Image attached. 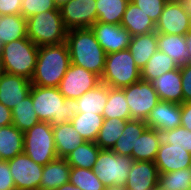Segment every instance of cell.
Instances as JSON below:
<instances>
[{
  "mask_svg": "<svg viewBox=\"0 0 191 190\" xmlns=\"http://www.w3.org/2000/svg\"><path fill=\"white\" fill-rule=\"evenodd\" d=\"M5 73L2 52H0V77Z\"/></svg>",
  "mask_w": 191,
  "mask_h": 190,
  "instance_id": "cell-52",
  "label": "cell"
},
{
  "mask_svg": "<svg viewBox=\"0 0 191 190\" xmlns=\"http://www.w3.org/2000/svg\"><path fill=\"white\" fill-rule=\"evenodd\" d=\"M126 121L118 118L104 119L95 143L101 149H112L122 135Z\"/></svg>",
  "mask_w": 191,
  "mask_h": 190,
  "instance_id": "cell-36",
  "label": "cell"
},
{
  "mask_svg": "<svg viewBox=\"0 0 191 190\" xmlns=\"http://www.w3.org/2000/svg\"><path fill=\"white\" fill-rule=\"evenodd\" d=\"M16 190H39L44 166L24 152L8 160Z\"/></svg>",
  "mask_w": 191,
  "mask_h": 190,
  "instance_id": "cell-10",
  "label": "cell"
},
{
  "mask_svg": "<svg viewBox=\"0 0 191 190\" xmlns=\"http://www.w3.org/2000/svg\"><path fill=\"white\" fill-rule=\"evenodd\" d=\"M154 162L159 173L191 168V153L184 148L161 142Z\"/></svg>",
  "mask_w": 191,
  "mask_h": 190,
  "instance_id": "cell-17",
  "label": "cell"
},
{
  "mask_svg": "<svg viewBox=\"0 0 191 190\" xmlns=\"http://www.w3.org/2000/svg\"><path fill=\"white\" fill-rule=\"evenodd\" d=\"M31 86L27 78L4 73L0 77V103L12 110L29 94Z\"/></svg>",
  "mask_w": 191,
  "mask_h": 190,
  "instance_id": "cell-16",
  "label": "cell"
},
{
  "mask_svg": "<svg viewBox=\"0 0 191 190\" xmlns=\"http://www.w3.org/2000/svg\"><path fill=\"white\" fill-rule=\"evenodd\" d=\"M168 1H172V2H182L183 0H168Z\"/></svg>",
  "mask_w": 191,
  "mask_h": 190,
  "instance_id": "cell-54",
  "label": "cell"
},
{
  "mask_svg": "<svg viewBox=\"0 0 191 190\" xmlns=\"http://www.w3.org/2000/svg\"><path fill=\"white\" fill-rule=\"evenodd\" d=\"M105 190H127L125 186L113 185L106 187Z\"/></svg>",
  "mask_w": 191,
  "mask_h": 190,
  "instance_id": "cell-50",
  "label": "cell"
},
{
  "mask_svg": "<svg viewBox=\"0 0 191 190\" xmlns=\"http://www.w3.org/2000/svg\"><path fill=\"white\" fill-rule=\"evenodd\" d=\"M180 4L191 20V0H183Z\"/></svg>",
  "mask_w": 191,
  "mask_h": 190,
  "instance_id": "cell-47",
  "label": "cell"
},
{
  "mask_svg": "<svg viewBox=\"0 0 191 190\" xmlns=\"http://www.w3.org/2000/svg\"><path fill=\"white\" fill-rule=\"evenodd\" d=\"M134 160L130 156L118 155L110 149H101L92 168L105 187L125 186Z\"/></svg>",
  "mask_w": 191,
  "mask_h": 190,
  "instance_id": "cell-8",
  "label": "cell"
},
{
  "mask_svg": "<svg viewBox=\"0 0 191 190\" xmlns=\"http://www.w3.org/2000/svg\"><path fill=\"white\" fill-rule=\"evenodd\" d=\"M52 129L55 149L59 158H66L79 145L86 142L75 130L70 121L61 125L52 126Z\"/></svg>",
  "mask_w": 191,
  "mask_h": 190,
  "instance_id": "cell-22",
  "label": "cell"
},
{
  "mask_svg": "<svg viewBox=\"0 0 191 190\" xmlns=\"http://www.w3.org/2000/svg\"><path fill=\"white\" fill-rule=\"evenodd\" d=\"M71 166L66 158L57 157L44 165L39 190H56L69 182Z\"/></svg>",
  "mask_w": 191,
  "mask_h": 190,
  "instance_id": "cell-21",
  "label": "cell"
},
{
  "mask_svg": "<svg viewBox=\"0 0 191 190\" xmlns=\"http://www.w3.org/2000/svg\"><path fill=\"white\" fill-rule=\"evenodd\" d=\"M120 25L126 28L131 36L147 34L156 29V23L131 1L126 7Z\"/></svg>",
  "mask_w": 191,
  "mask_h": 190,
  "instance_id": "cell-20",
  "label": "cell"
},
{
  "mask_svg": "<svg viewBox=\"0 0 191 190\" xmlns=\"http://www.w3.org/2000/svg\"><path fill=\"white\" fill-rule=\"evenodd\" d=\"M130 0H96L97 21L120 24Z\"/></svg>",
  "mask_w": 191,
  "mask_h": 190,
  "instance_id": "cell-35",
  "label": "cell"
},
{
  "mask_svg": "<svg viewBox=\"0 0 191 190\" xmlns=\"http://www.w3.org/2000/svg\"><path fill=\"white\" fill-rule=\"evenodd\" d=\"M71 64L66 42L40 46L31 84L42 87H58Z\"/></svg>",
  "mask_w": 191,
  "mask_h": 190,
  "instance_id": "cell-3",
  "label": "cell"
},
{
  "mask_svg": "<svg viewBox=\"0 0 191 190\" xmlns=\"http://www.w3.org/2000/svg\"><path fill=\"white\" fill-rule=\"evenodd\" d=\"M91 30L106 54L128 49L131 35L120 24H108L97 21L91 26Z\"/></svg>",
  "mask_w": 191,
  "mask_h": 190,
  "instance_id": "cell-13",
  "label": "cell"
},
{
  "mask_svg": "<svg viewBox=\"0 0 191 190\" xmlns=\"http://www.w3.org/2000/svg\"><path fill=\"white\" fill-rule=\"evenodd\" d=\"M24 152V133L13 124L0 127V160H10Z\"/></svg>",
  "mask_w": 191,
  "mask_h": 190,
  "instance_id": "cell-26",
  "label": "cell"
},
{
  "mask_svg": "<svg viewBox=\"0 0 191 190\" xmlns=\"http://www.w3.org/2000/svg\"><path fill=\"white\" fill-rule=\"evenodd\" d=\"M24 153L43 166L58 157L52 125L49 122L40 121L24 132Z\"/></svg>",
  "mask_w": 191,
  "mask_h": 190,
  "instance_id": "cell-7",
  "label": "cell"
},
{
  "mask_svg": "<svg viewBox=\"0 0 191 190\" xmlns=\"http://www.w3.org/2000/svg\"><path fill=\"white\" fill-rule=\"evenodd\" d=\"M158 50L169 55L180 67L189 63V51L185 36L157 33Z\"/></svg>",
  "mask_w": 191,
  "mask_h": 190,
  "instance_id": "cell-24",
  "label": "cell"
},
{
  "mask_svg": "<svg viewBox=\"0 0 191 190\" xmlns=\"http://www.w3.org/2000/svg\"><path fill=\"white\" fill-rule=\"evenodd\" d=\"M178 67L179 66L169 55L157 50L147 61V64L142 68V70H140L141 79L152 82L160 75L177 69Z\"/></svg>",
  "mask_w": 191,
  "mask_h": 190,
  "instance_id": "cell-33",
  "label": "cell"
},
{
  "mask_svg": "<svg viewBox=\"0 0 191 190\" xmlns=\"http://www.w3.org/2000/svg\"><path fill=\"white\" fill-rule=\"evenodd\" d=\"M56 190H81L79 187L74 186L71 182L64 183Z\"/></svg>",
  "mask_w": 191,
  "mask_h": 190,
  "instance_id": "cell-48",
  "label": "cell"
},
{
  "mask_svg": "<svg viewBox=\"0 0 191 190\" xmlns=\"http://www.w3.org/2000/svg\"><path fill=\"white\" fill-rule=\"evenodd\" d=\"M12 124V112L4 104L0 103V127Z\"/></svg>",
  "mask_w": 191,
  "mask_h": 190,
  "instance_id": "cell-46",
  "label": "cell"
},
{
  "mask_svg": "<svg viewBox=\"0 0 191 190\" xmlns=\"http://www.w3.org/2000/svg\"><path fill=\"white\" fill-rule=\"evenodd\" d=\"M102 115L104 119L118 118L125 121L131 119L126 96L122 88L108 86V99Z\"/></svg>",
  "mask_w": 191,
  "mask_h": 190,
  "instance_id": "cell-30",
  "label": "cell"
},
{
  "mask_svg": "<svg viewBox=\"0 0 191 190\" xmlns=\"http://www.w3.org/2000/svg\"><path fill=\"white\" fill-rule=\"evenodd\" d=\"M181 126L191 131V102L181 104Z\"/></svg>",
  "mask_w": 191,
  "mask_h": 190,
  "instance_id": "cell-45",
  "label": "cell"
},
{
  "mask_svg": "<svg viewBox=\"0 0 191 190\" xmlns=\"http://www.w3.org/2000/svg\"><path fill=\"white\" fill-rule=\"evenodd\" d=\"M100 83L98 75L71 63L58 88L66 99H77Z\"/></svg>",
  "mask_w": 191,
  "mask_h": 190,
  "instance_id": "cell-11",
  "label": "cell"
},
{
  "mask_svg": "<svg viewBox=\"0 0 191 190\" xmlns=\"http://www.w3.org/2000/svg\"><path fill=\"white\" fill-rule=\"evenodd\" d=\"M157 45L156 31L138 36H131L128 50L140 70H142V68L147 64V61L158 50Z\"/></svg>",
  "mask_w": 191,
  "mask_h": 190,
  "instance_id": "cell-23",
  "label": "cell"
},
{
  "mask_svg": "<svg viewBox=\"0 0 191 190\" xmlns=\"http://www.w3.org/2000/svg\"><path fill=\"white\" fill-rule=\"evenodd\" d=\"M12 112V124L18 128L21 132H26L34 125L40 122L31 98V93L11 110Z\"/></svg>",
  "mask_w": 191,
  "mask_h": 190,
  "instance_id": "cell-32",
  "label": "cell"
},
{
  "mask_svg": "<svg viewBox=\"0 0 191 190\" xmlns=\"http://www.w3.org/2000/svg\"><path fill=\"white\" fill-rule=\"evenodd\" d=\"M108 99V85L100 83L77 98L79 113H96L102 115Z\"/></svg>",
  "mask_w": 191,
  "mask_h": 190,
  "instance_id": "cell-29",
  "label": "cell"
},
{
  "mask_svg": "<svg viewBox=\"0 0 191 190\" xmlns=\"http://www.w3.org/2000/svg\"><path fill=\"white\" fill-rule=\"evenodd\" d=\"M163 143L172 144V147L184 148L191 153V131L178 126L174 129L160 132Z\"/></svg>",
  "mask_w": 191,
  "mask_h": 190,
  "instance_id": "cell-39",
  "label": "cell"
},
{
  "mask_svg": "<svg viewBox=\"0 0 191 190\" xmlns=\"http://www.w3.org/2000/svg\"><path fill=\"white\" fill-rule=\"evenodd\" d=\"M147 14L155 23L158 22L168 0H130Z\"/></svg>",
  "mask_w": 191,
  "mask_h": 190,
  "instance_id": "cell-41",
  "label": "cell"
},
{
  "mask_svg": "<svg viewBox=\"0 0 191 190\" xmlns=\"http://www.w3.org/2000/svg\"><path fill=\"white\" fill-rule=\"evenodd\" d=\"M69 182L81 190H105L106 188L92 169L71 167Z\"/></svg>",
  "mask_w": 191,
  "mask_h": 190,
  "instance_id": "cell-38",
  "label": "cell"
},
{
  "mask_svg": "<svg viewBox=\"0 0 191 190\" xmlns=\"http://www.w3.org/2000/svg\"><path fill=\"white\" fill-rule=\"evenodd\" d=\"M150 190H164L163 188H161L159 185L154 186L153 188H151Z\"/></svg>",
  "mask_w": 191,
  "mask_h": 190,
  "instance_id": "cell-53",
  "label": "cell"
},
{
  "mask_svg": "<svg viewBox=\"0 0 191 190\" xmlns=\"http://www.w3.org/2000/svg\"><path fill=\"white\" fill-rule=\"evenodd\" d=\"M191 30V20L179 2L168 1L156 23L155 31L185 36Z\"/></svg>",
  "mask_w": 191,
  "mask_h": 190,
  "instance_id": "cell-14",
  "label": "cell"
},
{
  "mask_svg": "<svg viewBox=\"0 0 191 190\" xmlns=\"http://www.w3.org/2000/svg\"><path fill=\"white\" fill-rule=\"evenodd\" d=\"M148 128L158 132L181 126V104L159 101L145 120Z\"/></svg>",
  "mask_w": 191,
  "mask_h": 190,
  "instance_id": "cell-15",
  "label": "cell"
},
{
  "mask_svg": "<svg viewBox=\"0 0 191 190\" xmlns=\"http://www.w3.org/2000/svg\"><path fill=\"white\" fill-rule=\"evenodd\" d=\"M141 79V71L128 49L106 54L101 83L113 88H123Z\"/></svg>",
  "mask_w": 191,
  "mask_h": 190,
  "instance_id": "cell-6",
  "label": "cell"
},
{
  "mask_svg": "<svg viewBox=\"0 0 191 190\" xmlns=\"http://www.w3.org/2000/svg\"><path fill=\"white\" fill-rule=\"evenodd\" d=\"M159 172L154 161H134L128 173L127 190H150L158 185Z\"/></svg>",
  "mask_w": 191,
  "mask_h": 190,
  "instance_id": "cell-18",
  "label": "cell"
},
{
  "mask_svg": "<svg viewBox=\"0 0 191 190\" xmlns=\"http://www.w3.org/2000/svg\"><path fill=\"white\" fill-rule=\"evenodd\" d=\"M39 47L29 38L13 40L2 46L5 73L31 80L37 63Z\"/></svg>",
  "mask_w": 191,
  "mask_h": 190,
  "instance_id": "cell-5",
  "label": "cell"
},
{
  "mask_svg": "<svg viewBox=\"0 0 191 190\" xmlns=\"http://www.w3.org/2000/svg\"><path fill=\"white\" fill-rule=\"evenodd\" d=\"M152 84L160 101L183 103L182 80L179 67L160 75L152 81Z\"/></svg>",
  "mask_w": 191,
  "mask_h": 190,
  "instance_id": "cell-19",
  "label": "cell"
},
{
  "mask_svg": "<svg viewBox=\"0 0 191 190\" xmlns=\"http://www.w3.org/2000/svg\"><path fill=\"white\" fill-rule=\"evenodd\" d=\"M59 10L68 31L88 29L97 22L96 0H70Z\"/></svg>",
  "mask_w": 191,
  "mask_h": 190,
  "instance_id": "cell-12",
  "label": "cell"
},
{
  "mask_svg": "<svg viewBox=\"0 0 191 190\" xmlns=\"http://www.w3.org/2000/svg\"><path fill=\"white\" fill-rule=\"evenodd\" d=\"M67 32L60 10L41 12L27 19V37L38 47L66 42Z\"/></svg>",
  "mask_w": 191,
  "mask_h": 190,
  "instance_id": "cell-4",
  "label": "cell"
},
{
  "mask_svg": "<svg viewBox=\"0 0 191 190\" xmlns=\"http://www.w3.org/2000/svg\"><path fill=\"white\" fill-rule=\"evenodd\" d=\"M66 44L72 64L85 68L101 78L105 67L106 52L91 28L69 30Z\"/></svg>",
  "mask_w": 191,
  "mask_h": 190,
  "instance_id": "cell-2",
  "label": "cell"
},
{
  "mask_svg": "<svg viewBox=\"0 0 191 190\" xmlns=\"http://www.w3.org/2000/svg\"><path fill=\"white\" fill-rule=\"evenodd\" d=\"M27 37V19L19 15L0 16V43L5 45L13 40Z\"/></svg>",
  "mask_w": 191,
  "mask_h": 190,
  "instance_id": "cell-28",
  "label": "cell"
},
{
  "mask_svg": "<svg viewBox=\"0 0 191 190\" xmlns=\"http://www.w3.org/2000/svg\"><path fill=\"white\" fill-rule=\"evenodd\" d=\"M158 185L164 190H188L191 186V168L159 173Z\"/></svg>",
  "mask_w": 191,
  "mask_h": 190,
  "instance_id": "cell-37",
  "label": "cell"
},
{
  "mask_svg": "<svg viewBox=\"0 0 191 190\" xmlns=\"http://www.w3.org/2000/svg\"><path fill=\"white\" fill-rule=\"evenodd\" d=\"M49 10H59L54 0H22L21 2V15L25 19Z\"/></svg>",
  "mask_w": 191,
  "mask_h": 190,
  "instance_id": "cell-40",
  "label": "cell"
},
{
  "mask_svg": "<svg viewBox=\"0 0 191 190\" xmlns=\"http://www.w3.org/2000/svg\"><path fill=\"white\" fill-rule=\"evenodd\" d=\"M70 122L85 141L95 142L104 117L100 114L84 112L78 113Z\"/></svg>",
  "mask_w": 191,
  "mask_h": 190,
  "instance_id": "cell-31",
  "label": "cell"
},
{
  "mask_svg": "<svg viewBox=\"0 0 191 190\" xmlns=\"http://www.w3.org/2000/svg\"><path fill=\"white\" fill-rule=\"evenodd\" d=\"M122 89L126 96L131 119L145 121L150 111L160 101L152 82L146 80L140 79Z\"/></svg>",
  "mask_w": 191,
  "mask_h": 190,
  "instance_id": "cell-9",
  "label": "cell"
},
{
  "mask_svg": "<svg viewBox=\"0 0 191 190\" xmlns=\"http://www.w3.org/2000/svg\"><path fill=\"white\" fill-rule=\"evenodd\" d=\"M30 93L39 120L52 126L69 122L79 113L77 99H66L58 87L32 85Z\"/></svg>",
  "mask_w": 191,
  "mask_h": 190,
  "instance_id": "cell-1",
  "label": "cell"
},
{
  "mask_svg": "<svg viewBox=\"0 0 191 190\" xmlns=\"http://www.w3.org/2000/svg\"><path fill=\"white\" fill-rule=\"evenodd\" d=\"M161 142L160 132L147 127L137 138L132 150V159L134 161H155Z\"/></svg>",
  "mask_w": 191,
  "mask_h": 190,
  "instance_id": "cell-25",
  "label": "cell"
},
{
  "mask_svg": "<svg viewBox=\"0 0 191 190\" xmlns=\"http://www.w3.org/2000/svg\"><path fill=\"white\" fill-rule=\"evenodd\" d=\"M57 8H61L63 5L68 3L70 0H54Z\"/></svg>",
  "mask_w": 191,
  "mask_h": 190,
  "instance_id": "cell-51",
  "label": "cell"
},
{
  "mask_svg": "<svg viewBox=\"0 0 191 190\" xmlns=\"http://www.w3.org/2000/svg\"><path fill=\"white\" fill-rule=\"evenodd\" d=\"M100 150L95 142L86 141L66 157L67 163L71 167L92 169Z\"/></svg>",
  "mask_w": 191,
  "mask_h": 190,
  "instance_id": "cell-34",
  "label": "cell"
},
{
  "mask_svg": "<svg viewBox=\"0 0 191 190\" xmlns=\"http://www.w3.org/2000/svg\"><path fill=\"white\" fill-rule=\"evenodd\" d=\"M185 40L187 43V50L189 51V62L191 63V30L185 35Z\"/></svg>",
  "mask_w": 191,
  "mask_h": 190,
  "instance_id": "cell-49",
  "label": "cell"
},
{
  "mask_svg": "<svg viewBox=\"0 0 191 190\" xmlns=\"http://www.w3.org/2000/svg\"><path fill=\"white\" fill-rule=\"evenodd\" d=\"M21 2L22 0H0V16L21 14Z\"/></svg>",
  "mask_w": 191,
  "mask_h": 190,
  "instance_id": "cell-44",
  "label": "cell"
},
{
  "mask_svg": "<svg viewBox=\"0 0 191 190\" xmlns=\"http://www.w3.org/2000/svg\"><path fill=\"white\" fill-rule=\"evenodd\" d=\"M183 102H191V63L180 66Z\"/></svg>",
  "mask_w": 191,
  "mask_h": 190,
  "instance_id": "cell-42",
  "label": "cell"
},
{
  "mask_svg": "<svg viewBox=\"0 0 191 190\" xmlns=\"http://www.w3.org/2000/svg\"><path fill=\"white\" fill-rule=\"evenodd\" d=\"M147 128V124L142 120L130 119L127 120L122 132L119 136L116 144L111 149L118 155H125L132 157V150L135 147L137 138Z\"/></svg>",
  "mask_w": 191,
  "mask_h": 190,
  "instance_id": "cell-27",
  "label": "cell"
},
{
  "mask_svg": "<svg viewBox=\"0 0 191 190\" xmlns=\"http://www.w3.org/2000/svg\"><path fill=\"white\" fill-rule=\"evenodd\" d=\"M0 190H16L8 161L0 160Z\"/></svg>",
  "mask_w": 191,
  "mask_h": 190,
  "instance_id": "cell-43",
  "label": "cell"
}]
</instances>
